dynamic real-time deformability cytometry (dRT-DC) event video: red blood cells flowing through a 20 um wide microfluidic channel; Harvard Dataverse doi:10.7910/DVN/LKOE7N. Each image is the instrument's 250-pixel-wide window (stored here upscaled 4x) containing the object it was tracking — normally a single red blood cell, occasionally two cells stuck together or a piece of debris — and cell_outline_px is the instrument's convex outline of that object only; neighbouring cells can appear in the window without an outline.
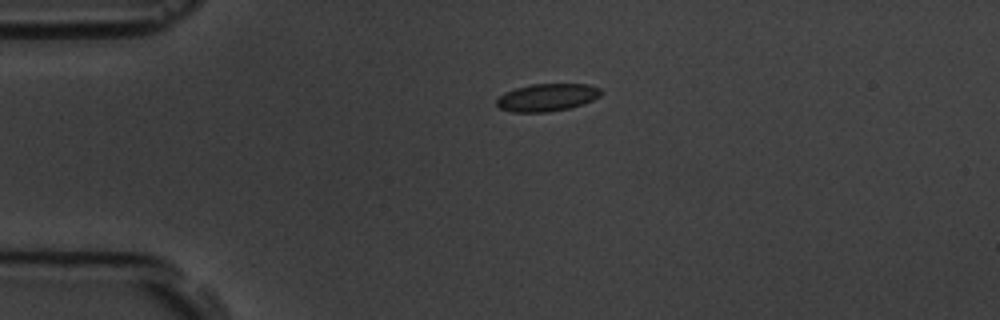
{"species": "common noctule bat (a hibernating species)", "species_latin": "Nyctalus noctula", "temperature_condition": "room temperature", "stored_images_in_passage": 2, "camera_frame_rate_fps": 3000, "um_per_image_px": 0.085, "animal": {"sex": "male", "body_mass_g": 19.5, "forearm_length_mm": 54.6}, "frame": {"image": 1, "passage_image": 1, "time_ms": 0.0, "image_size_px": [1000, 320], "cell_outline_px": [[604, 92], [600, 96], [584, 104], [568, 108], [548, 112], [512, 112], [500, 108], [496, 104], [496, 100], [504, 92], [516, 88], [532, 84], [588, 84], [600, 88]], "centroid_in_image_um": [46.52, 8.28], "position_along_channel_um": 38.5, "area_um2": 16.82}}